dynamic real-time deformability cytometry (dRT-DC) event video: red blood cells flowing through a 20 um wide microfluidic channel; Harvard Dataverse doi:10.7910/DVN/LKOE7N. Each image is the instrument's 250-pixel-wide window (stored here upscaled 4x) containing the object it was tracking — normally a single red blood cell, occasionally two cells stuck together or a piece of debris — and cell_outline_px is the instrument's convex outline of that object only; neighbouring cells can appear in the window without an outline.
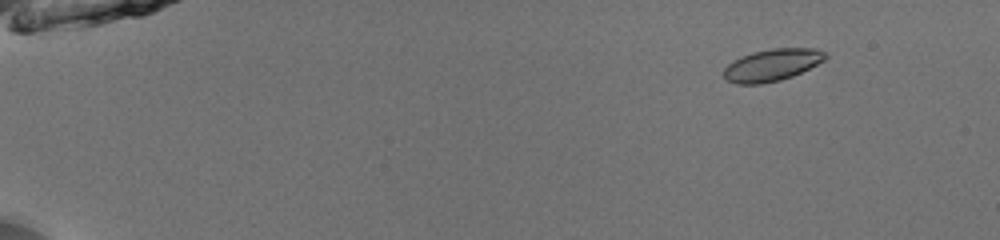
{"species": "common noctule bat (a hibernating species)", "species_latin": "Nyctalus noctula", "temperature_condition": "room temperature", "stored_images_in_passage": 48, "camera_frame_rate_fps": 3000, "um_per_image_px": 0.085, "animal": {"sex": "male", "body_mass_g": 13.0, "forearm_length_mm": 53.1}, "frame": {"image": 1, "passage_image": 2, "time_ms": 0.333, "image_size_px": [1000, 240], "cell_outline_px": [[828, 56], [824, 60], [792, 76], [780, 80], [760, 84], [736, 84], [728, 80], [724, 76], [724, 68], [728, 64], [752, 52], [772, 48], [816, 48], [824, 52]], "centroid_in_image_um": [65.63, 5.52], "position_along_channel_um": 19.4, "area_um2": 18.67}}
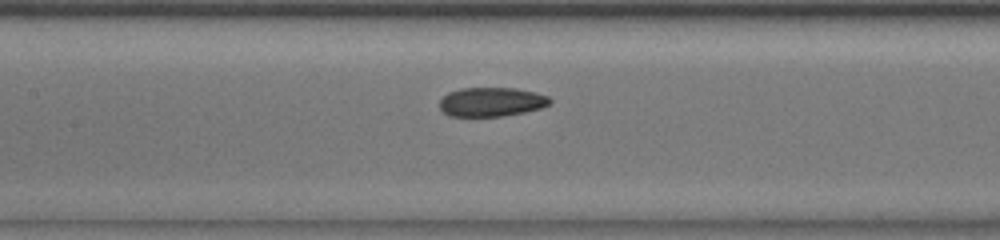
{"frame": {"image": 2, "passage_image": 23, "time_ms": 7.333, "image_size_px": [1000, 240], "cell_outline_px": [[552, 104], [540, 108], [524, 112], [500, 116], [448, 116], [440, 108], [440, 100], [448, 92], [460, 88], [516, 88], [536, 92], [548, 96], [552, 100]], "centroid_in_image_um": [41.79, 8.65], "position_along_channel_um": 165.6, "area_um2": 18.79}}
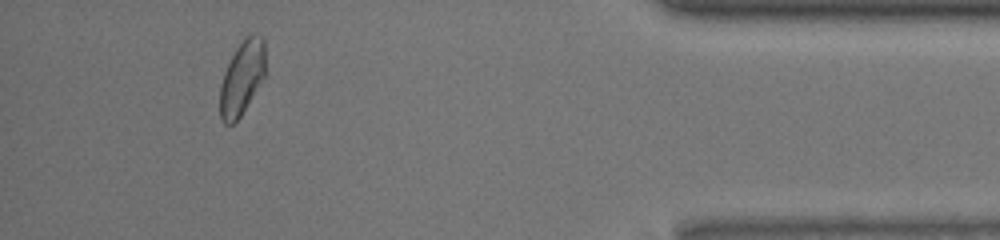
{"frame": {"image": 3, "passage_image": 45, "time_ms": 14.667, "image_size_px": [1000, 240], "cell_outline_px": [[264, 76], [240, 116], [232, 124], [224, 124], [220, 120], [220, 84], [224, 72], [236, 48], [252, 32], [260, 36], [264, 40]], "centroid_in_image_um": [20.54, 6.63], "position_along_channel_um": 414.7, "area_um2": 19.13}, "authors_computed_cell_mechanics": {"area_um2": 19.074, "velocity_mm_per_s": 3.9545, "shape_relaxation_time_tau1_ms": 4.8999, "shape_relaxation_time_tau2_ms": 2.6522, "deformation_change_tau1": 0.0938, "deformation_change_tau2": 0.068}}